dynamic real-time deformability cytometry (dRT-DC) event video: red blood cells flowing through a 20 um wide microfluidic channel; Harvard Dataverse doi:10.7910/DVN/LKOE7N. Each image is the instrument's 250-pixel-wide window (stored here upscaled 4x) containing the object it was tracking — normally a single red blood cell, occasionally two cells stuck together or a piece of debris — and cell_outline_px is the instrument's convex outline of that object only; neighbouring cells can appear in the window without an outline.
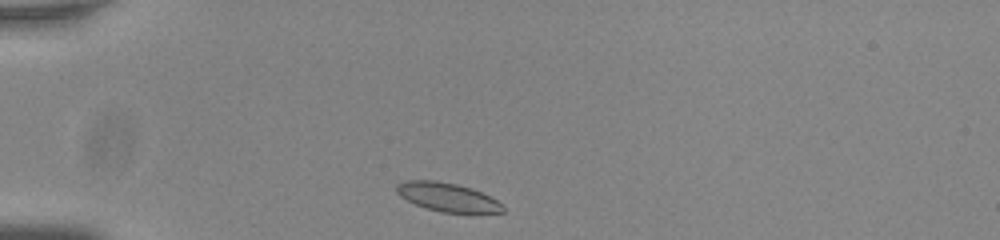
{"species": "common noctule bat (a hibernating species)", "species_latin": "Nyctalus noctula", "temperature_condition": "room temperature", "stored_images_in_passage": 34, "camera_frame_rate_fps": 3000, "um_per_image_px": 0.085, "animal": {"sex": "male", "body_mass_g": 20.0, "forearm_length_mm": 53.3}, "frame": {"image": 1, "passage_image": 1, "time_ms": 0.0, "image_size_px": [1000, 240], "cell_outline_px": [[504, 212], [472, 216], [440, 212], [416, 204], [400, 196], [396, 192], [396, 184], [404, 180], [436, 180], [456, 184], [472, 188], [504, 204]], "centroid_in_image_um": [38.11, 16.81], "position_along_channel_um": 46.9, "area_um2": 18.5}}
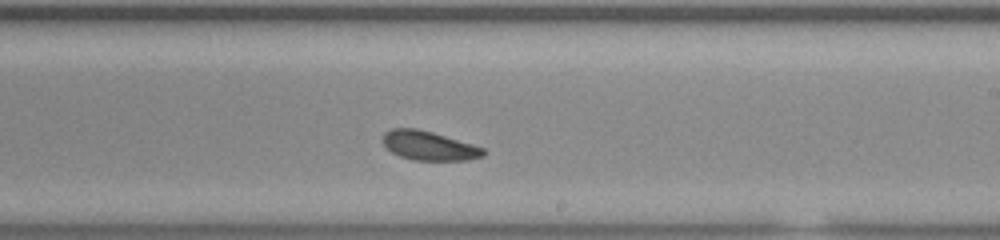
{"frame": {"image": 2, "passage_image": 20, "time_ms": 6.333, "image_size_px": [1000, 240], "cell_outline_px": [[488, 152], [484, 156], [468, 160], [412, 160], [400, 156], [392, 152], [384, 144], [384, 132], [392, 128], [416, 128], [432, 132], [472, 144], [484, 148]], "centroid_in_image_um": [36.49, 12.39], "position_along_channel_um": 252.5, "area_um2": 16.99}}
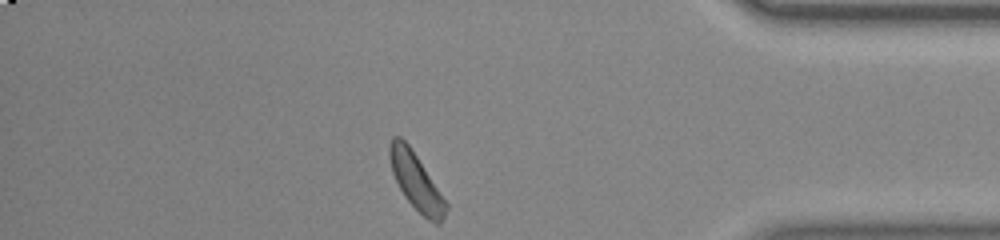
{"frame": {"image": 3, "passage_image": 34, "time_ms": 11.0, "image_size_px": [1000, 240], "cell_outline_px": [[448, 208], [440, 224], [436, 224], [428, 220], [404, 196], [392, 172], [388, 156], [388, 148], [392, 136], [400, 136], [408, 144], [448, 204]], "centroid_in_image_um": [35.34, 15.41], "position_along_channel_um": 399.9, "area_um2": 18.21}, "authors_computed_cell_mechanics": {"area_um2": 17.4845, "velocity_mm_per_s": 3.7277, "shape_relaxation_time_tau1_ms": 2.8274, "shape_relaxation_time_tau2_ms": 3.6129, "deformation_change_tau1": 0.072, "deformation_change_tau2": 0.0961}}